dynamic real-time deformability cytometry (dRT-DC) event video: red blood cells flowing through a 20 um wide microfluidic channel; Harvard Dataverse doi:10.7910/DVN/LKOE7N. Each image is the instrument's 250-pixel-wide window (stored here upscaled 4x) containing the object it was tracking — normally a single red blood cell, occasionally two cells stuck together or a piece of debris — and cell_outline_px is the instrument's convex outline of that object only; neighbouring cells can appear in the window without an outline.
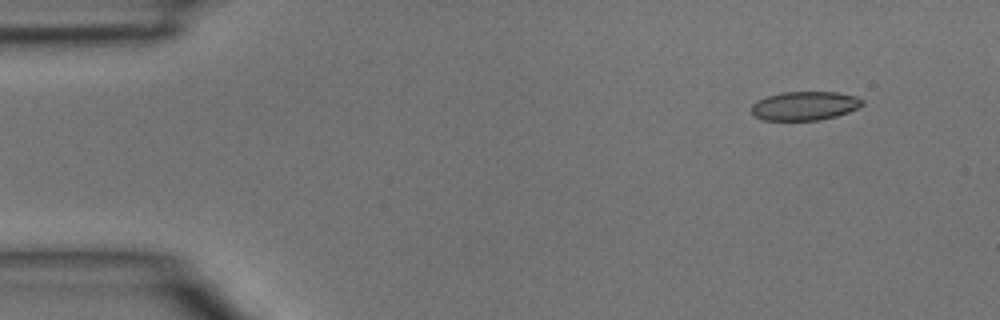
{"species": "common noctule bat (a hibernating species)", "species_latin": "Nyctalus noctula", "temperature_condition": "room temperature", "stored_images_in_passage": 3, "camera_frame_rate_fps": 3000, "um_per_image_px": 0.085, "animal": {"sex": "male", "body_mass_g": 15.6}, "frame": {"image": 1, "passage_image": 3, "time_ms": 0.667, "image_size_px": [1000, 320], "cell_outline_px": [[864, 104], [848, 112], [836, 116], [820, 120], [764, 120], [756, 116], [752, 112], [752, 104], [756, 100], [768, 96], [784, 92], [836, 92], [856, 96], [864, 100]], "centroid_in_image_um": [68.41, 8.99], "position_along_channel_um": 16.6, "area_um2": 18.55}}